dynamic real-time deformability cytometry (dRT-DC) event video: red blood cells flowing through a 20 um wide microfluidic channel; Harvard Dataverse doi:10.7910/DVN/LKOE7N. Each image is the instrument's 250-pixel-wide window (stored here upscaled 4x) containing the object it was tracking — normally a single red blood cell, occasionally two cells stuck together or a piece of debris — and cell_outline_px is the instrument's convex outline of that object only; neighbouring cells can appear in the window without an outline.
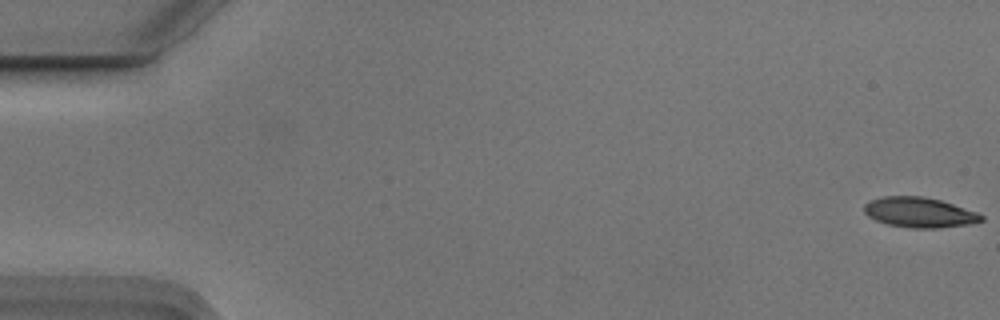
{"species": "Egyptian fruit bat (a non-hibernating species)", "species_latin": "Rousettus aegyptiacus", "temperature_condition": "cold", "stored_images_in_passage": 53, "camera_frame_rate_fps": 3000, "um_per_image_px": 0.085, "animal": {"sex": "male"}, "frame": {"image": 1, "passage_image": 1, "time_ms": 0.0, "image_size_px": [1000, 320], "cell_outline_px": [[984, 220], [968, 224], [940, 228], [908, 228], [888, 224], [876, 220], [868, 216], [864, 212], [864, 204], [868, 200], [884, 196], [924, 196], [940, 200], [976, 212], [984, 216]], "centroid_in_image_um": [78.11, 18.05], "position_along_channel_um": 6.9, "area_um2": 20.58}}
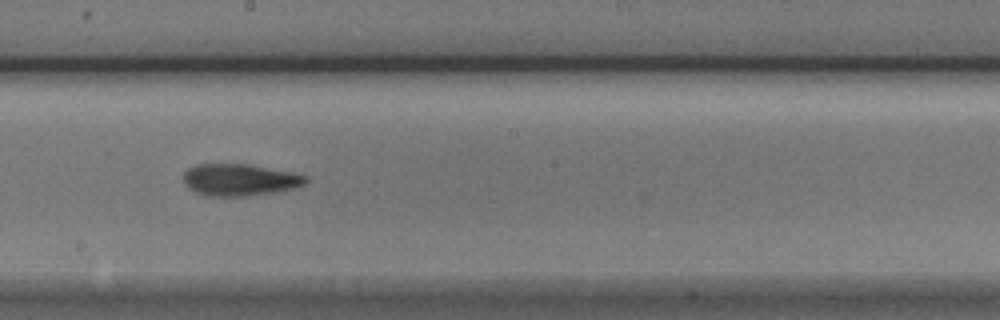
{"frame": {"image": 2, "passage_image": 31, "time_ms": 10.0, "image_size_px": [1000, 320], "cell_outline_px": [[308, 180], [304, 184], [296, 188], [248, 196], [208, 196], [196, 192], [188, 188], [184, 184], [184, 172], [188, 168], [196, 164], [248, 164], [308, 176]], "centroid_in_image_um": [20.34, 15.29], "position_along_channel_um": 227.9, "area_um2": 22.6}}
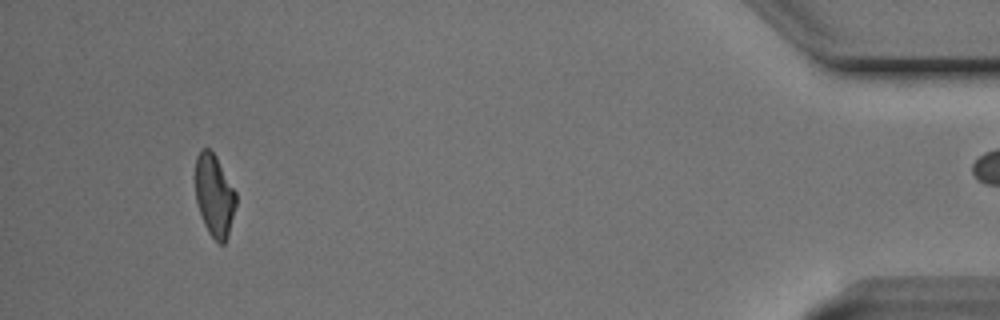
{"frame": {"image": 3, "passage_image": 52, "time_ms": 17.0, "image_size_px": [1000, 320], "cell_outline_px": [[236, 204], [228, 236], [224, 244], [220, 244], [208, 232], [204, 224], [196, 200], [196, 156], [200, 148], [208, 148], [216, 156], [236, 192]], "centroid_in_image_um": [18.22, 16.61], "position_along_channel_um": 417.0, "area_um2": 19.31}}